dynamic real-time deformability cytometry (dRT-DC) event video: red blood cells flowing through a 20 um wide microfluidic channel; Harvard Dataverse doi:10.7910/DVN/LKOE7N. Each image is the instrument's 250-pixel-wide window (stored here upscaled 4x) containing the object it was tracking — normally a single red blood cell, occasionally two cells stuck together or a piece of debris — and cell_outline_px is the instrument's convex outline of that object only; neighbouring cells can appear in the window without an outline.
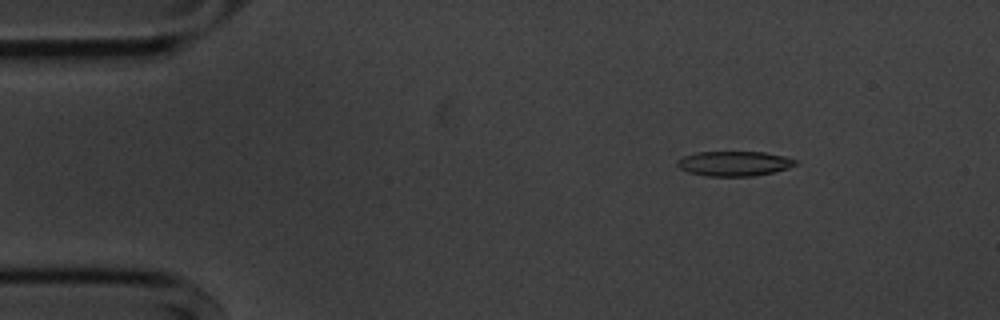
{"species": "common noctule bat (a hibernating species)", "species_latin": "Nyctalus noctula", "temperature_condition": "cold", "stored_images_in_passage": 49, "camera_frame_rate_fps": 3000, "um_per_image_px": 0.085, "animal": {"sex": "male", "body_mass_g": 20.1, "forearm_length_mm": 53.5}, "frame": {"image": 1, "passage_image": 1, "time_ms": 0.0, "image_size_px": [1000, 320], "cell_outline_px": [[796, 164], [788, 168], [772, 172], [752, 176], [704, 176], [688, 172], [680, 168], [676, 164], [676, 160], [684, 156], [696, 152], [764, 152], [784, 156], [796, 160]], "centroid_in_image_um": [62.36, 13.9], "position_along_channel_um": 22.6, "area_um2": 17.05}}
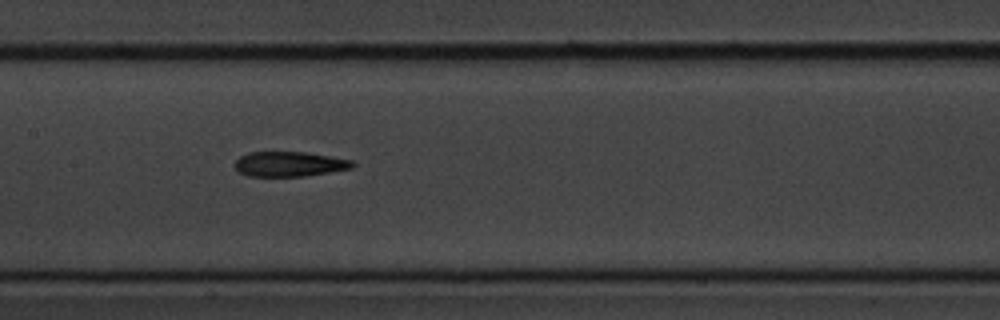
{"frame": {"image": 2, "passage_image": 20, "time_ms": 6.333, "image_size_px": [1000, 320], "cell_outline_px": [[356, 164], [352, 168], [304, 176], [248, 176], [240, 172], [236, 168], [236, 160], [240, 156], [248, 152], [304, 152], [352, 160]], "centroid_in_image_um": [24.6, 13.94], "position_along_channel_um": 182.8, "area_um2": 16.88}}
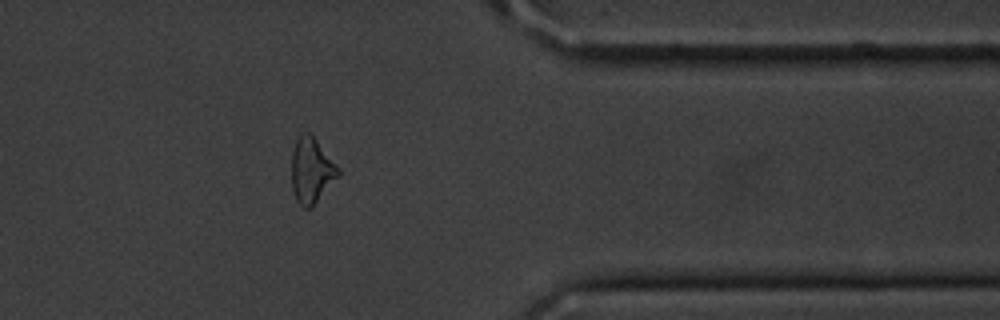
{"frame": {"image": 3, "passage_image": 38, "time_ms": 12.333, "image_size_px": [1000, 320], "cell_outline_px": [[340, 176], [312, 208], [304, 208], [296, 200], [292, 188], [292, 152], [296, 140], [300, 132], [308, 132], [316, 140], [340, 168]], "centroid_in_image_um": [26.49, 14.51], "position_along_channel_um": 384.9, "area_um2": 17.92}, "authors_computed_cell_mechanics": {"area_um2": 17.7446, "velocity_mm_per_s": 3.6184, "shape_relaxation_time_tau1_ms": 3.7982, "shape_relaxation_time_tau2_ms": 5.0423, "deformation_change_tau1": 0.1776, "deformation_change_tau2": 0.1781}}